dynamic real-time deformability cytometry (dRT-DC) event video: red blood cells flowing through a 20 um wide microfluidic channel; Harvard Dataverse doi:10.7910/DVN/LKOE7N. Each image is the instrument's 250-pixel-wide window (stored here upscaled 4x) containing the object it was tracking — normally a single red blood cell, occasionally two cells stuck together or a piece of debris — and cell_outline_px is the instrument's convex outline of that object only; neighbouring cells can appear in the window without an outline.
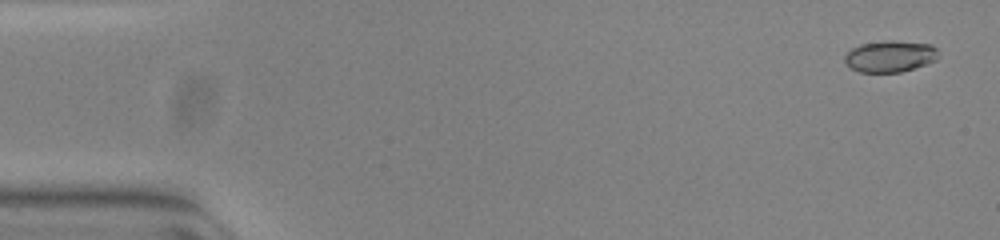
{"species": "common noctule bat (a hibernating species)", "species_latin": "Nyctalus noctula", "temperature_condition": "warm", "stored_images_in_passage": 54, "camera_frame_rate_fps": 3000, "um_per_image_px": 0.085, "animal": {"sex": "female", "body_mass_g": 23.0, "forearm_length_mm": 53.4}, "frame": {"image": 1, "passage_image": 3, "time_ms": 0.667, "image_size_px": [1000, 240], "cell_outline_px": [[940, 56], [936, 60], [900, 72], [860, 72], [852, 68], [844, 60], [844, 56], [852, 48], [860, 44], [888, 40], [892, 40], [932, 44], [936, 48]], "centroid_in_image_um": [75.67, 4.77], "position_along_channel_um": 9.3, "area_um2": 17.11}}
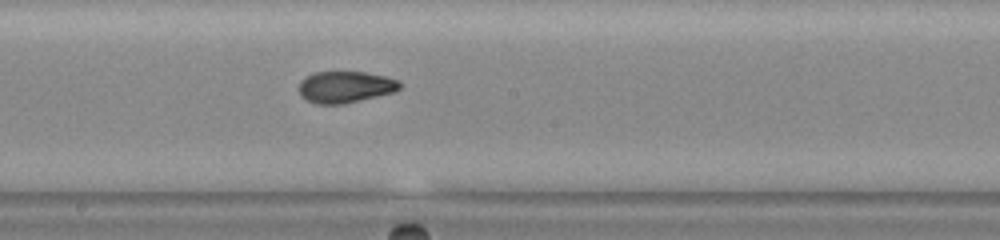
{"frame": {"image": 2, "passage_image": 30, "time_ms": 9.667, "image_size_px": [1000, 240], "cell_outline_px": [[400, 88], [396, 92], [344, 104], [316, 104], [300, 96], [300, 80], [316, 72], [364, 72], [388, 76], [400, 80]], "centroid_in_image_um": [29.4, 7.39], "position_along_channel_um": 218.8, "area_um2": 18.67}}
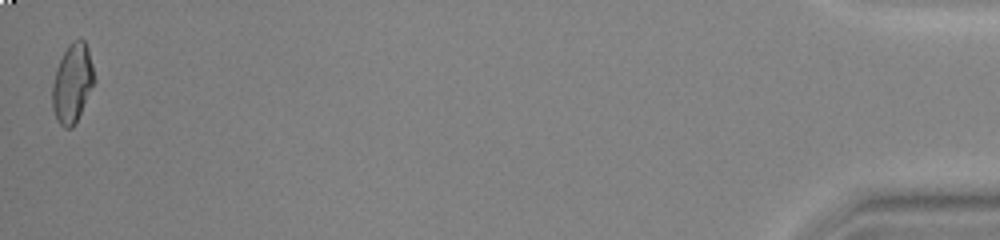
{"frame": {"image": 3, "passage_image": 54, "time_ms": 17.667, "image_size_px": [1000, 240], "cell_outline_px": [[96, 80], [72, 128], [64, 128], [60, 124], [52, 108], [52, 84], [56, 68], [68, 44], [72, 40], [84, 40], [88, 48]], "centroid_in_image_um": [6.15, 7.05], "position_along_channel_um": 429.1, "area_um2": 19.07}, "authors_computed_cell_mechanics": {"area_um2": 18.4671, "velocity_mm_per_s": 3.8529, "shape_relaxation_time_tau1_ms": null, "shape_relaxation_time_tau2_ms": 1.4803, "deformation_change_tau1": null, "deformation_change_tau2": 0.0534}}